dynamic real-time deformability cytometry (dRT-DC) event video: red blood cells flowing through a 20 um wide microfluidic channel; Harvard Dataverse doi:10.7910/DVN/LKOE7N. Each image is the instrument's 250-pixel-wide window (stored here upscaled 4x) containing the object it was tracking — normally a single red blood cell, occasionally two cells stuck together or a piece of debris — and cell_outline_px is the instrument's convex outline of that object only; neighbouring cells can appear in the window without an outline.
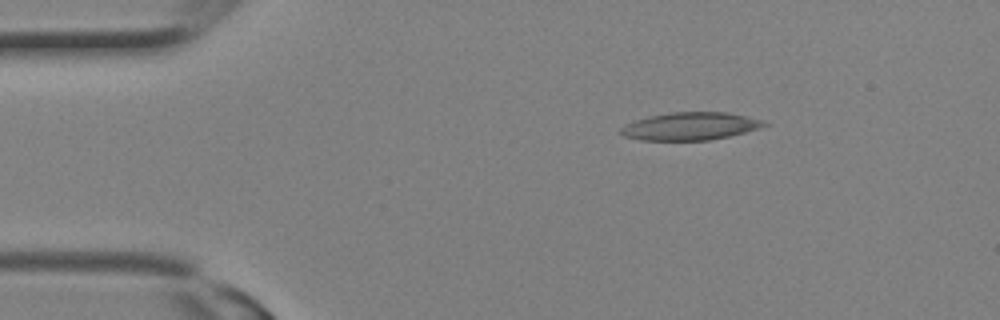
{"species": "Egyptian fruit bat (a non-hibernating species)", "species_latin": "Rousettus aegyptiacus", "temperature_condition": "room temperature", "stored_images_in_passage": 10, "camera_frame_rate_fps": 3000, "um_per_image_px": 0.085, "animal": {"sex": "female"}, "frame": {"image": 1, "passage_image": 1, "time_ms": 0.0, "image_size_px": [1000, 320], "cell_outline_px": [[768, 124], [760, 128], [728, 136], [708, 140], [640, 140], [624, 136], [620, 132], [620, 128], [624, 124], [648, 116], [668, 112], [728, 112], [760, 120]], "centroid_in_image_um": [58.61, 10.72], "position_along_channel_um": 26.4, "area_um2": 23.0}}
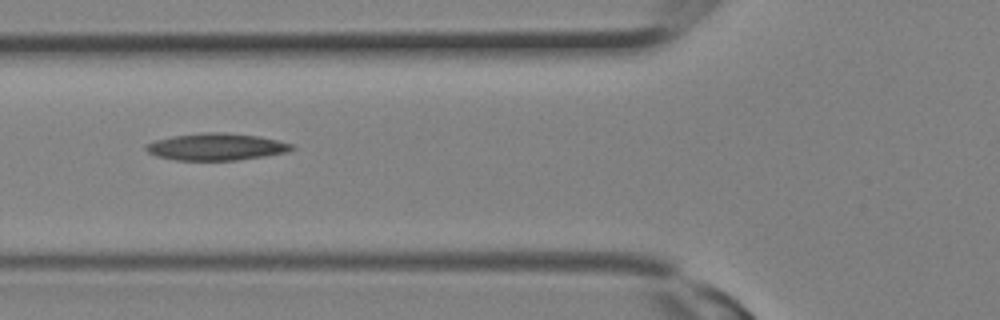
{"frame": {"image": 2, "passage_image": 7, "time_ms": 2.0, "image_size_px": [1000, 320], "cell_outline_px": [[296, 148], [284, 152], [264, 156], [236, 160], [176, 160], [156, 156], [148, 152], [144, 148], [144, 144], [156, 140], [172, 136], [204, 132], [228, 132], [260, 136], [292, 144]], "centroid_in_image_um": [18.35, 12.47], "position_along_channel_um": 107.5, "area_um2": 22.95}}
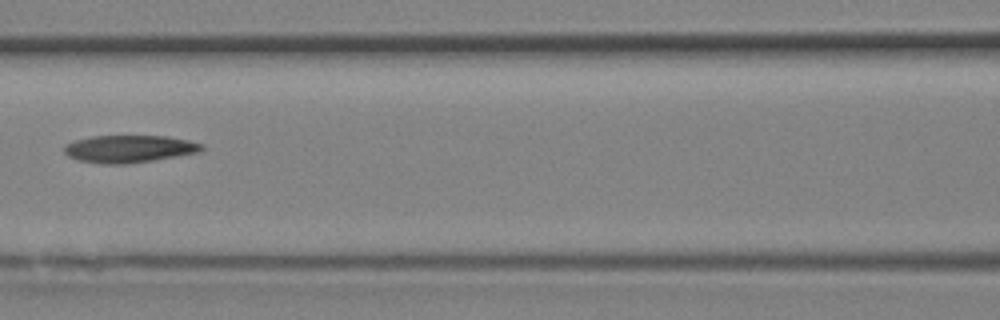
{"frame": {"image": 3, "passage_image": 9, "time_ms": 2.667, "image_size_px": [1000, 320], "cell_outline_px": [[204, 148], [200, 152], [152, 160], [124, 164], [104, 164], [76, 160], [68, 156], [64, 152], [64, 144], [76, 140], [92, 136], [168, 136], [188, 140], [204, 144]], "centroid_in_image_um": [10.97, 12.65], "position_along_channel_um": 155.6, "area_um2": 21.96}}